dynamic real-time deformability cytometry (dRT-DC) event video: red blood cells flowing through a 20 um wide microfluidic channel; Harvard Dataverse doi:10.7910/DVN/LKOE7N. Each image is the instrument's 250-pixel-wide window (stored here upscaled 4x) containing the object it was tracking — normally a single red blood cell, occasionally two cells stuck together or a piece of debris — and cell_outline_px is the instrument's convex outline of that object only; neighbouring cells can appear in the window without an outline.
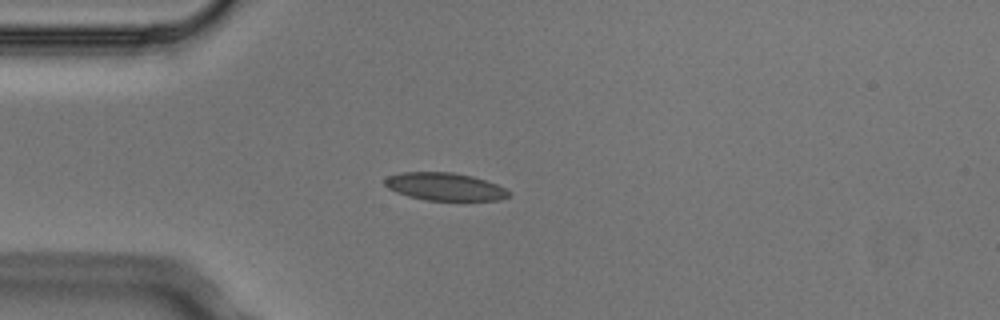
{"species": "Egyptian fruit bat (a non-hibernating species)", "species_latin": "Rousettus aegyptiacus", "temperature_condition": "cold", "stored_images_in_passage": 3, "camera_frame_rate_fps": 3000, "um_per_image_px": 0.085, "animal": {"sex": "male"}, "frame": {"image": 1, "passage_image": 3, "time_ms": 0.667, "image_size_px": [1000, 320], "cell_outline_px": [[512, 192], [508, 196], [500, 200], [424, 200], [408, 196], [396, 192], [388, 188], [384, 184], [384, 180], [388, 176], [404, 172], [452, 172], [472, 176], [496, 184]], "centroid_in_image_um": [37.8, 15.86], "position_along_channel_um": 47.2, "area_um2": 19.94}}